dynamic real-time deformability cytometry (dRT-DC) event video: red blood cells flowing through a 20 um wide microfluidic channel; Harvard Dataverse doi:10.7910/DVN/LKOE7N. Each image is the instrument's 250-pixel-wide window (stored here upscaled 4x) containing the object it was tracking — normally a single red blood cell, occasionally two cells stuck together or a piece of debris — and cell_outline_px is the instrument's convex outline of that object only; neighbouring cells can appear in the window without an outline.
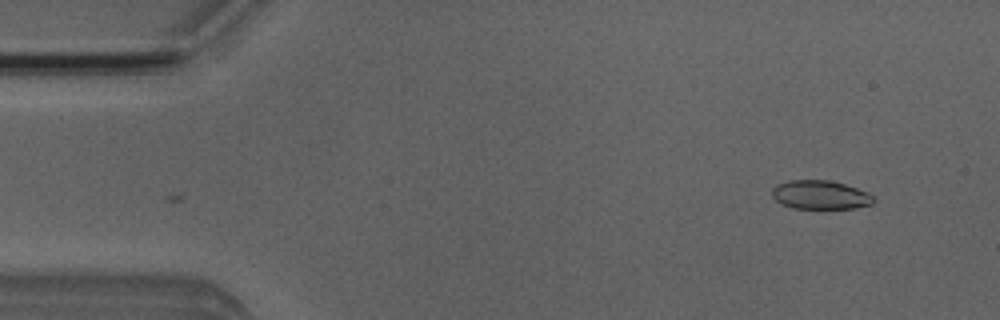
{"species": "Egyptian fruit bat (a non-hibernating species)", "species_latin": "Rousettus aegyptiacus", "temperature_condition": "room temperature", "stored_images_in_passage": 3, "camera_frame_rate_fps": 3000, "um_per_image_px": 0.085, "animal": {"sex": "male"}, "frame": {"image": 1, "passage_image": 1, "time_ms": 0.0, "image_size_px": [1000, 320], "cell_outline_px": [[876, 200], [872, 204], [852, 208], [792, 208], [776, 200], [772, 196], [772, 188], [776, 184], [788, 180], [828, 180], [844, 184], [868, 192]], "centroid_in_image_um": [69.71, 16.55], "position_along_channel_um": 15.3, "area_um2": 16.94}}